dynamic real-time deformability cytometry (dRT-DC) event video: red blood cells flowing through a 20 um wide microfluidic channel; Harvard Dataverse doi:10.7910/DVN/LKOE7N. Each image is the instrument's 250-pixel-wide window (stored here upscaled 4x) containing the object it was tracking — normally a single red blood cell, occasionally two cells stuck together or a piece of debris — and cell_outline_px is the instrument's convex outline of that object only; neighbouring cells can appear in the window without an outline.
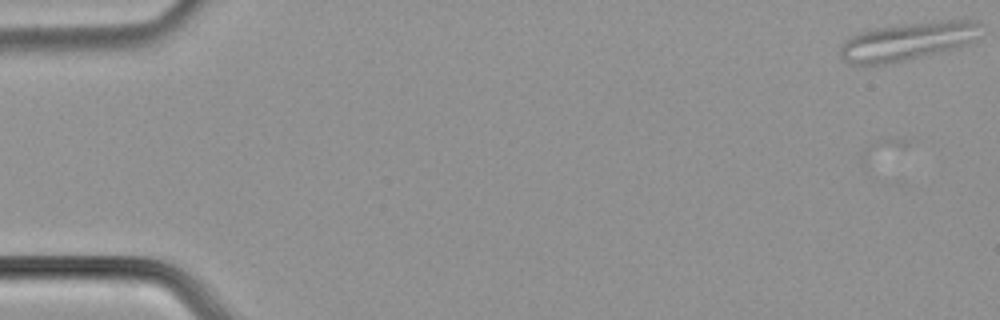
{"species": "common noctule bat (a hibernating species)", "species_latin": "Nyctalus noctula", "temperature_condition": "cold", "stored_images_in_passage": 16, "camera_frame_rate_fps": 3000, "um_per_image_px": 0.085, "animal": {"sex": "male", "body_mass_g": 21.5, "forearm_length_mm": 52.0}, "frame": {"image": 1, "passage_image": 2, "time_ms": 0.333, "image_size_px": [1000, 320], "cell_outline_px": [[984, 24], [972, 40], [968, 44], [956, 48], [908, 60], [884, 64], [848, 64], [840, 60], [840, 48], [844, 40], [848, 36], [872, 28], [900, 24], [944, 20], [976, 20]], "centroid_in_image_um": [77.1, 3.5], "position_along_channel_um": 7.9, "area_um2": 31.62}}